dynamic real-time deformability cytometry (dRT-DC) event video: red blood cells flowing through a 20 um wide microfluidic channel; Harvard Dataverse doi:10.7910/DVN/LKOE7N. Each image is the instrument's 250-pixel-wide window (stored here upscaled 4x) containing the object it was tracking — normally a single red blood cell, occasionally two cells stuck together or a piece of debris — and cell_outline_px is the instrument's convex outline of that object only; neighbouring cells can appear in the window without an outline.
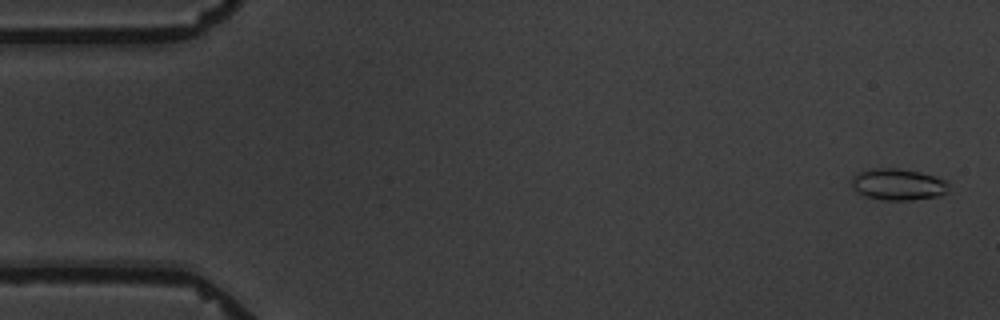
{"species": "common noctule bat (a hibernating species)", "species_latin": "Nyctalus noctula", "temperature_condition": "warm", "stored_images_in_passage": 4, "camera_frame_rate_fps": 3000, "um_per_image_px": 0.085, "animal": {"sex": "male", "body_mass_g": 19.5, "forearm_length_mm": 54.6}, "frame": {"image": 1, "passage_image": 1, "time_ms": 0.0, "image_size_px": [1000, 320], "cell_outline_px": [[948, 192], [940, 196], [912, 200], [880, 200], [864, 196], [852, 188], [848, 184], [852, 176], [856, 172], [872, 168], [900, 168], [920, 172], [936, 176], [948, 180]], "centroid_in_image_um": [76.3, 15.67], "position_along_channel_um": 8.7, "area_um2": 18.44}}